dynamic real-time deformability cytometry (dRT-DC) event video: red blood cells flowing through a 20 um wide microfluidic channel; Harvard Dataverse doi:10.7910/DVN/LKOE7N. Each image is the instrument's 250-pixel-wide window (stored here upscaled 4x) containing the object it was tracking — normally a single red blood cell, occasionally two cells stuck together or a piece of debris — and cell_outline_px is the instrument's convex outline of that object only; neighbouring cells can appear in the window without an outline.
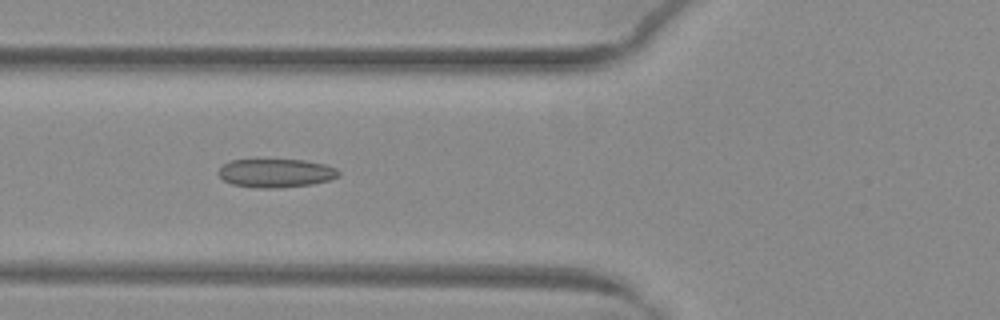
{"species": "common noctule bat (a hibernating species)", "species_latin": "Nyctalus noctula", "temperature_condition": "warm", "stored_images_in_passage": 52, "camera_frame_rate_fps": 3000, "um_per_image_px": 0.085, "animal": {"sex": "female", "body_mass_g": 29.2, "forearm_length_mm": 56.3}, "frame": {"image": 1, "passage_image": 20, "time_ms": 6.333, "image_size_px": [1000, 320], "cell_outline_px": [[340, 176], [328, 180], [312, 184], [280, 188], [260, 188], [232, 184], [224, 180], [216, 172], [224, 164], [232, 160], [304, 160], [324, 164], [336, 168], [340, 172]], "centroid_in_image_um": [23.46, 14.71], "position_along_channel_um": 102.3, "area_um2": 19.94}}
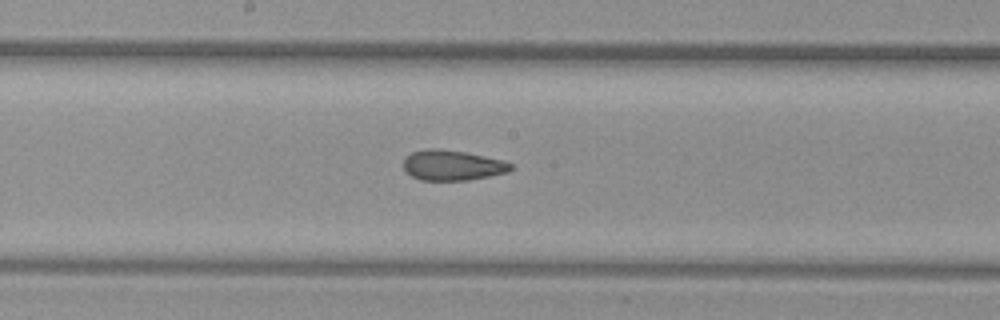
{"frame": {"image": 2, "passage_image": 28, "time_ms": 9.0, "image_size_px": [1000, 320], "cell_outline_px": [[512, 168], [508, 172], [468, 180], [420, 180], [404, 172], [404, 160], [412, 152], [424, 148], [440, 148], [464, 152], [504, 160], [512, 164]], "centroid_in_image_um": [38.43, 14.04], "position_along_channel_um": 209.8, "area_um2": 18.96}}
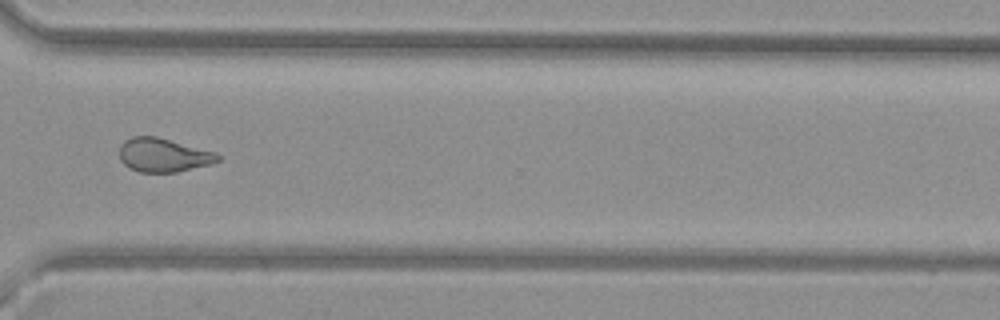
{"frame": {"image": 3, "passage_image": 39, "time_ms": 12.667, "image_size_px": [1000, 320], "cell_outline_px": [[220, 160], [212, 164], [176, 172], [140, 172], [128, 168], [120, 160], [120, 144], [124, 140], [132, 136], [156, 136], [216, 152], [220, 156]], "centroid_in_image_um": [13.88, 13.18], "position_along_channel_um": 356.7, "area_um2": 19.48}, "authors_computed_cell_mechanics": {"area_um2": 20.8947, "velocity_mm_per_s": 4.0197, "shape_relaxation_time_tau1_ms": null, "shape_relaxation_time_tau2_ms": 2.0551, "deformation_change_tau1": null, "deformation_change_tau2": 0.0889}}